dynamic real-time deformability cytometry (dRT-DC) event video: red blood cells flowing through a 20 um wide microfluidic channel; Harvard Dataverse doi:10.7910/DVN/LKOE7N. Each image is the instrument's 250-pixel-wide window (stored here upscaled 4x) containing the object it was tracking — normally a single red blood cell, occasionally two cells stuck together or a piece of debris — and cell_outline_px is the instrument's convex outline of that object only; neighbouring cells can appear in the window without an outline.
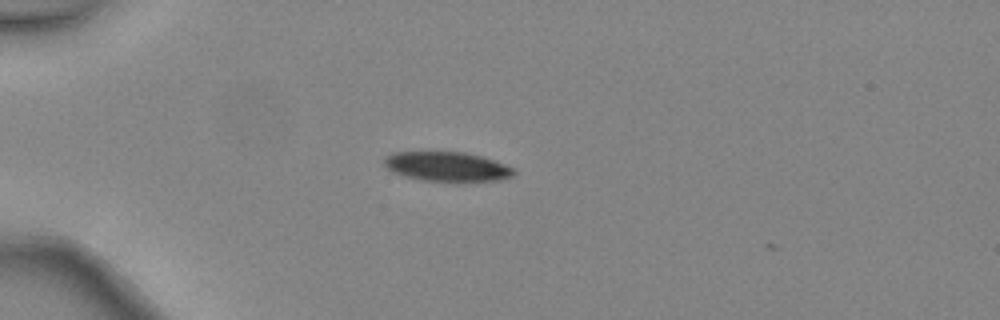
{"species": "common noctule bat (a hibernating species)", "species_latin": "Nyctalus noctula", "temperature_condition": "warm", "stored_images_in_passage": 5, "camera_frame_rate_fps": 3000, "um_per_image_px": 0.085, "animal": {"sex": "female", "body_mass_g": 24.6, "forearm_length_mm": 56.2}, "frame": {"image": 1, "passage_image": 3, "time_ms": 0.667, "image_size_px": [1000, 320], "cell_outline_px": [[516, 172], [512, 176], [500, 180], [420, 180], [396, 172], [388, 168], [384, 164], [384, 156], [392, 152], [464, 152], [480, 156], [516, 168]], "centroid_in_image_um": [38.01, 14.13], "position_along_channel_um": 47.0, "area_um2": 21.73}}